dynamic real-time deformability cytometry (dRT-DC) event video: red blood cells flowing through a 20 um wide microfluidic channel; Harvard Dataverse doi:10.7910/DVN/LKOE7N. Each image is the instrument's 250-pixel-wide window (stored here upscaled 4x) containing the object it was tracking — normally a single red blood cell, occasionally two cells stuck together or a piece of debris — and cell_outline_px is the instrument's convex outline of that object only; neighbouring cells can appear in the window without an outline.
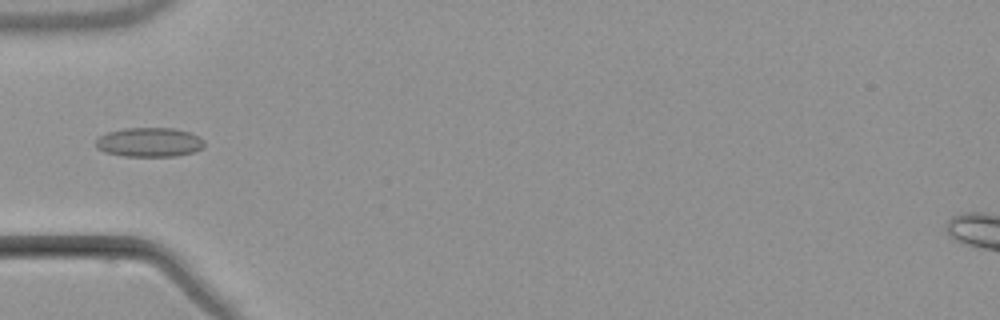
{"species": "common noctule bat (a hibernating species)", "species_latin": "Nyctalus noctula", "temperature_condition": "warm", "stored_images_in_passage": 4, "camera_frame_rate_fps": 3000, "um_per_image_px": 0.085, "animal": {"sex": "male", "body_mass_g": 21.5, "forearm_length_mm": 52.0}, "frame": {"image": 1, "passage_image": 3, "time_ms": 2.667, "image_size_px": [1000, 320], "cell_outline_px": [[204, 148], [192, 152], [176, 156], [120, 156], [104, 152], [96, 148], [96, 140], [100, 136], [108, 132], [124, 128], [176, 128], [200, 136], [204, 140]], "centroid_in_image_um": [12.7, 12.09], "position_along_channel_um": 72.3, "area_um2": 18.67}}
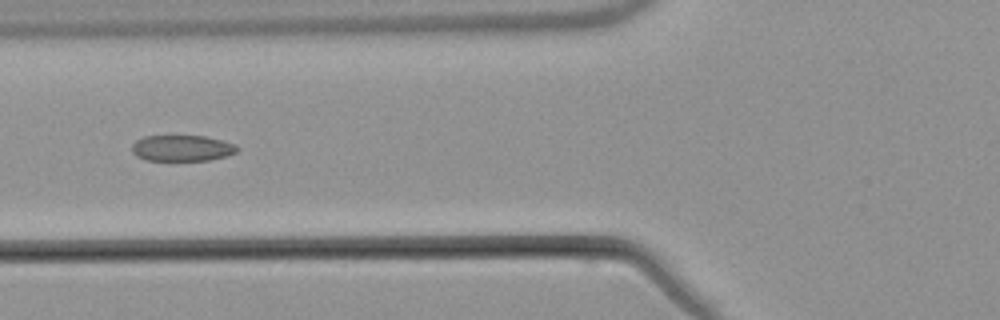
{"frame": {"image": 2, "passage_image": 4, "time_ms": 3.667, "image_size_px": [1000, 320], "cell_outline_px": [[240, 148], [236, 152], [228, 156], [208, 160], [144, 160], [136, 156], [132, 152], [132, 144], [136, 140], [144, 136], [204, 136], [236, 144]], "centroid_in_image_um": [15.47, 12.59], "position_along_channel_um": 110.3, "area_um2": 16.01}}